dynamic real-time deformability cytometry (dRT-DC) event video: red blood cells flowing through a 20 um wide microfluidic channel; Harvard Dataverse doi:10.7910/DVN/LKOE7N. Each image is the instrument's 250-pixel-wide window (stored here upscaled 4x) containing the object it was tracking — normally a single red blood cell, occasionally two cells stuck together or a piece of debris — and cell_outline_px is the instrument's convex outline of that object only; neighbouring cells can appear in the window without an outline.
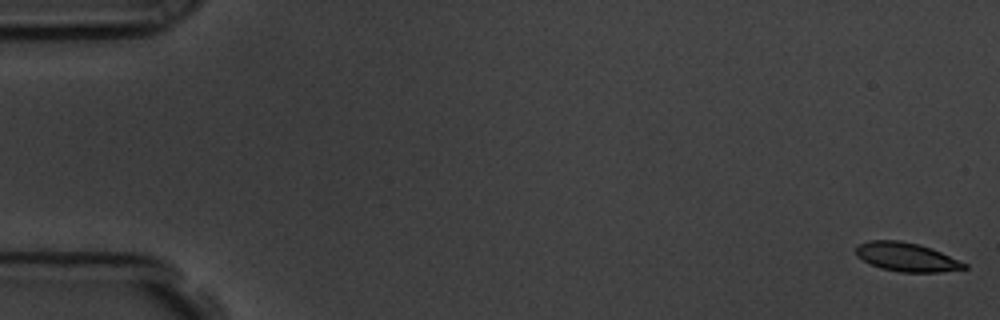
{"species": "common noctule bat (a hibernating species)", "species_latin": "Nyctalus noctula", "temperature_condition": "room temperature", "stored_images_in_passage": 18, "camera_frame_rate_fps": 3000, "um_per_image_px": 0.085, "animal": {"sex": "male", "body_mass_g": 19.5, "forearm_length_mm": 54.6}, "frame": {"image": 1, "passage_image": 1, "time_ms": 0.0, "image_size_px": [1000, 320], "cell_outline_px": [[968, 268], [940, 272], [900, 272], [880, 268], [856, 256], [856, 248], [860, 244], [868, 240], [900, 240], [920, 244], [932, 248], [968, 264]], "centroid_in_image_um": [77.08, 21.84], "position_along_channel_um": 7.9, "area_um2": 18.21}}
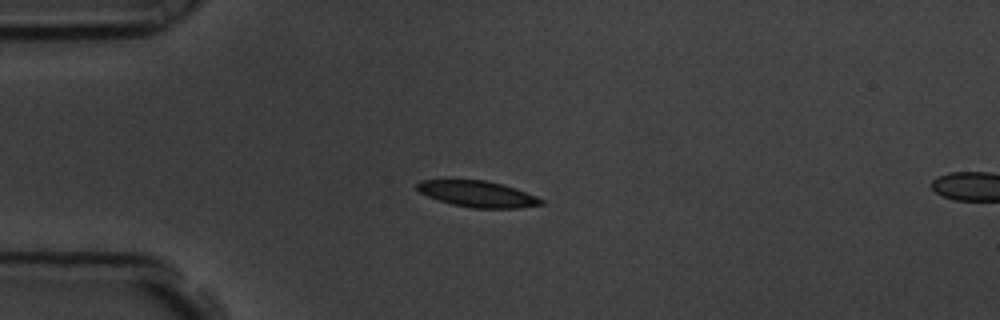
{"frame": {"image": 2, "passage_image": 15, "time_ms": 4.667, "image_size_px": [1000, 320], "cell_outline_px": [[544, 204], [520, 208], [472, 208], [452, 204], [428, 196], [420, 192], [416, 188], [416, 184], [420, 180], [484, 180], [500, 184], [536, 196], [544, 200]], "centroid_in_image_um": [40.58, 16.49], "position_along_channel_um": 44.4, "area_um2": 18.61}}